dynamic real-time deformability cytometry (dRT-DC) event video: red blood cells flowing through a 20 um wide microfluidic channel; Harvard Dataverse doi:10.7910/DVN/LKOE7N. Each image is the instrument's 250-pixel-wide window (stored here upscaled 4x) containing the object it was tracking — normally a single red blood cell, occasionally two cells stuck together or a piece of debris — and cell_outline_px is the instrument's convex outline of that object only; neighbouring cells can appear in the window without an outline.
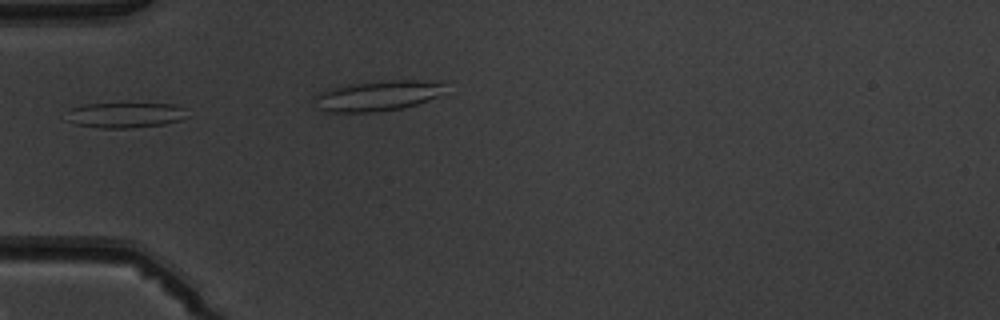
{"species": "common noctule bat (a hibernating species)", "species_latin": "Nyctalus noctula", "temperature_condition": "warm", "stored_images_in_passage": 5, "camera_frame_rate_fps": 3000, "um_per_image_px": 0.085, "animal": {"sex": "male", "body_mass_g": 19.5, "forearm_length_mm": 54.6}, "frame": {"image": 1, "passage_image": 4, "time_ms": 3.333, "image_size_px": [1000, 320], "cell_outline_px": [[188, 116], [180, 120], [164, 124], [128, 128], [96, 128], [76, 124], [68, 120], [68, 108], [84, 104], [176, 104], [184, 108]], "centroid_in_image_um": [10.64, 9.78], "position_along_channel_um": 74.4, "area_um2": 17.8}}